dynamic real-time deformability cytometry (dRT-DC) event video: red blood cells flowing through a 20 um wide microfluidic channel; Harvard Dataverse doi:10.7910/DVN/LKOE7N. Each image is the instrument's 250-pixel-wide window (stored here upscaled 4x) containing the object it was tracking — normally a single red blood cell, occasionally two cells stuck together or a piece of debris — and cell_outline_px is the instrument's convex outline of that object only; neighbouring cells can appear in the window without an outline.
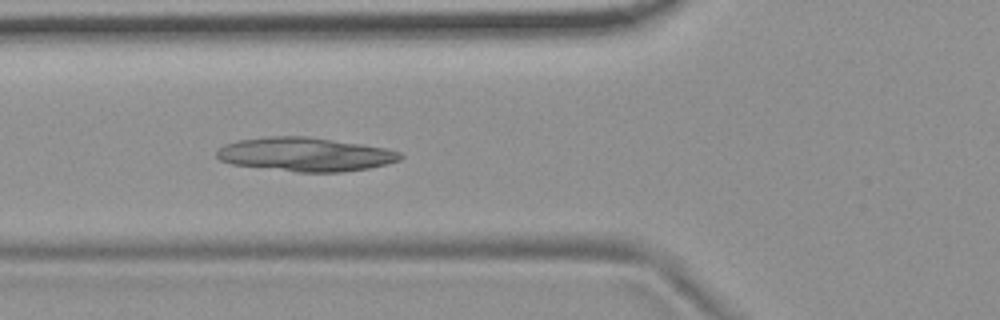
{"species": "common noctule bat (a hibernating species)", "species_latin": "Nyctalus noctula", "temperature_condition": "room temperature", "stored_images_in_passage": 5, "camera_frame_rate_fps": 3000, "um_per_image_px": 0.085, "animal": {"sex": "female", "body_mass_g": 19.9}, "frame": {"image": 1, "passage_image": 4, "time_ms": 1.0, "image_size_px": [1000, 320], "cell_outline_px": [[404, 156], [400, 160], [368, 168], [340, 172], [296, 172], [232, 164], [220, 160], [216, 156], [216, 152], [224, 144], [240, 140], [268, 136], [308, 136], [360, 144], [384, 148], [400, 152]], "centroid_in_image_um": [25.92, 13.12], "position_along_channel_um": 99.9, "area_um2": 35.95}}